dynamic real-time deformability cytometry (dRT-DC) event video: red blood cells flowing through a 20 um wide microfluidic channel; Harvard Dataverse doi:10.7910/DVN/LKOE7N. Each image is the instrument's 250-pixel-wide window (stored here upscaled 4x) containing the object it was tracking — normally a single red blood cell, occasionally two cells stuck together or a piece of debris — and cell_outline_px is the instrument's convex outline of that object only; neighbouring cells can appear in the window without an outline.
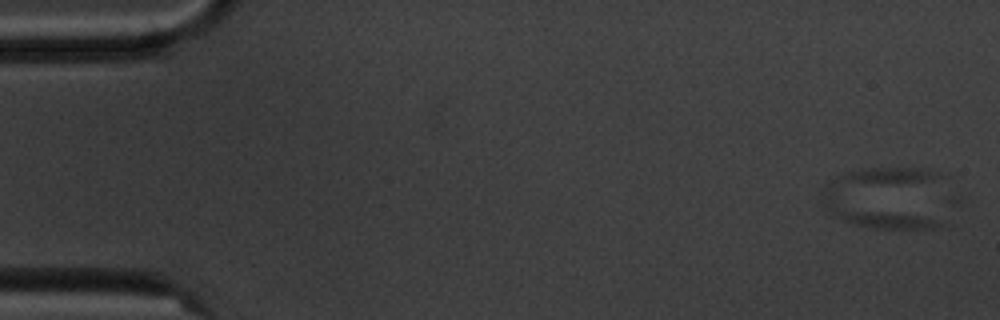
{"species": "common noctule bat (a hibernating species)", "species_latin": "Nyctalus noctula", "temperature_condition": "cold", "stored_images_in_passage": 7, "camera_frame_rate_fps": 3000, "um_per_image_px": 0.085, "animal": {"sex": "male", "body_mass_g": 20.1, "forearm_length_mm": 53.5}, "frame": {"image": 1, "passage_image": 1, "time_ms": 0.0, "image_size_px": [1000, 320], "cell_outline_px": [[944, 228], [876, 228], [856, 224], [844, 220], [836, 216], [828, 208], [832, 200], [916, 216], [932, 220], [940, 224]], "centroid_in_image_um": [74.71, 18.46], "position_along_channel_um": 10.3, "area_um2": 12.08}}